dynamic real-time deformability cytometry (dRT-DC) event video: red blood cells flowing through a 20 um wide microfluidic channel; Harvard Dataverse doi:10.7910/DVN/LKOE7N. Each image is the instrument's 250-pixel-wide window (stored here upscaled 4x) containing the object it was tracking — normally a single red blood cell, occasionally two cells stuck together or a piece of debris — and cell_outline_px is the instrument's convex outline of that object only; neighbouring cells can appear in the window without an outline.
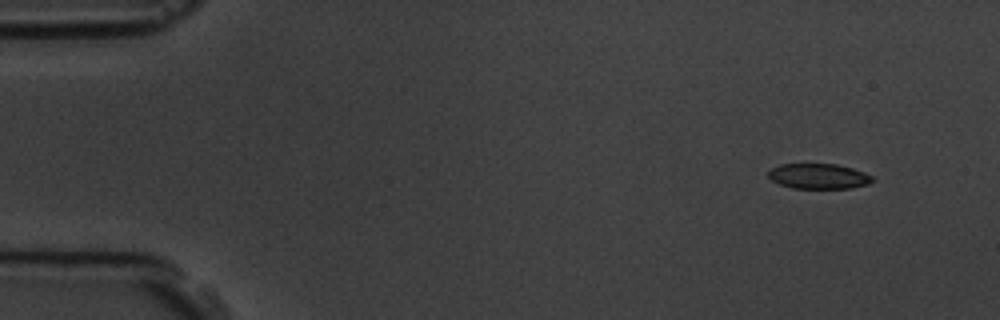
{"species": "common noctule bat (a hibernating species)", "species_latin": "Nyctalus noctula", "temperature_condition": "room temperature", "stored_images_in_passage": 8, "camera_frame_rate_fps": 3000, "um_per_image_px": 0.085, "animal": {"sex": "male", "body_mass_g": 19.5, "forearm_length_mm": 54.6}, "frame": {"image": 1, "passage_image": 1, "time_ms": 0.0, "image_size_px": [1000, 320], "cell_outline_px": [[876, 180], [868, 184], [852, 188], [792, 188], [780, 184], [772, 180], [768, 176], [768, 172], [772, 168], [780, 164], [836, 164], [852, 168], [864, 172], [872, 176]], "centroid_in_image_um": [69.61, 14.98], "position_along_channel_um": 15.4, "area_um2": 15.32}}
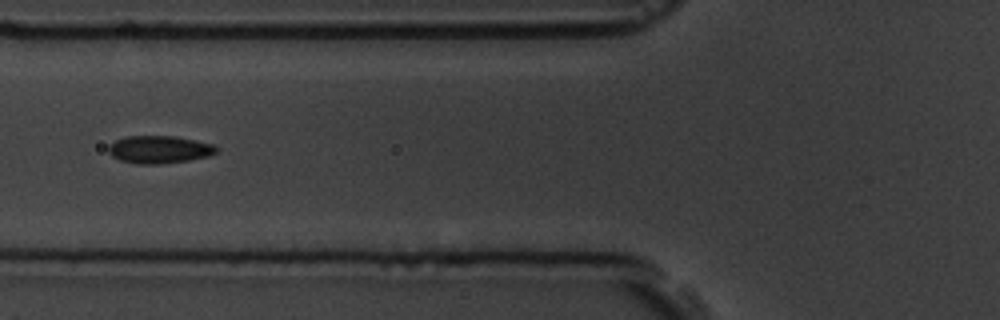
{"frame": {"image": 2, "passage_image": 6, "time_ms": 5.667, "image_size_px": [1000, 320], "cell_outline_px": [[220, 148], [216, 152], [208, 156], [188, 160], [160, 164], [136, 164], [120, 160], [112, 156], [108, 152], [108, 144], [124, 136], [176, 136], [196, 140], [212, 144]], "centroid_in_image_um": [13.52, 12.7], "position_along_channel_um": 112.3, "area_um2": 17.51}}
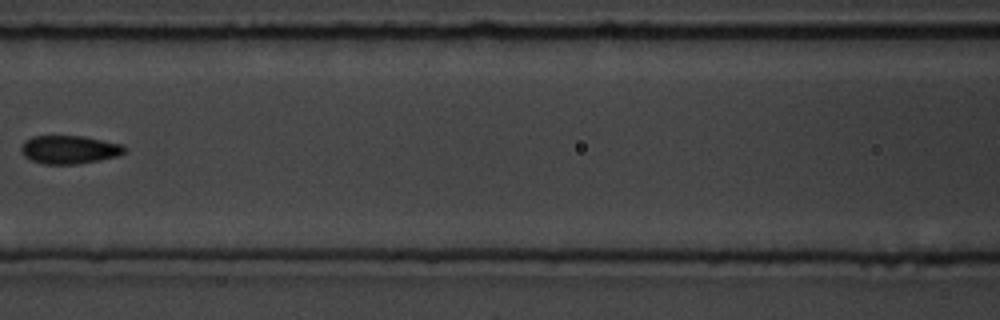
{"frame": {"image": 3, "passage_image": 7, "time_ms": 7.0, "image_size_px": [1000, 320], "cell_outline_px": [[128, 148], [124, 152], [116, 156], [100, 160], [76, 164], [44, 164], [32, 160], [24, 156], [20, 152], [20, 148], [24, 140], [32, 136], [84, 136], [124, 144]], "centroid_in_image_um": [5.89, 12.71], "position_along_channel_um": 160.7, "area_um2": 17.22}}